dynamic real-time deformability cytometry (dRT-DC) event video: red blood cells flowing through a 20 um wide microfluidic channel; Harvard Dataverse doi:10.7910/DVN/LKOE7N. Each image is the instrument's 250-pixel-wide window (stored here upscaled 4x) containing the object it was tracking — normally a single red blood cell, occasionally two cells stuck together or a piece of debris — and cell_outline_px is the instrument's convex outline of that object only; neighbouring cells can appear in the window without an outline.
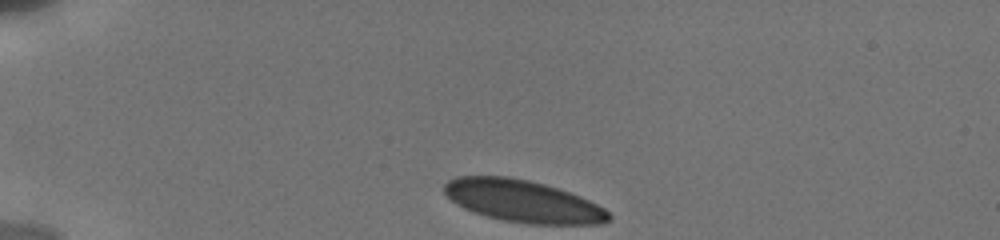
{"species": "human", "species_latin": "Homo sapiens", "temperature_condition": "cold", "stored_images_in_passage": 20, "camera_frame_rate_fps": 3000, "um_per_image_px": 0.085, "donor": {"sex": "male"}, "frame": {"image": 1, "passage_image": 1, "time_ms": 0.0, "image_size_px": [1000, 240], "cell_outline_px": [[612, 216], [608, 220], [600, 224], [528, 224], [504, 220], [488, 216], [464, 208], [456, 204], [444, 192], [444, 184], [448, 180], [456, 176], [508, 176], [528, 180], [544, 184], [580, 196], [604, 208]], "centroid_in_image_um": [44.43, 17.09], "position_along_channel_um": 40.6, "area_um2": 40.06}}
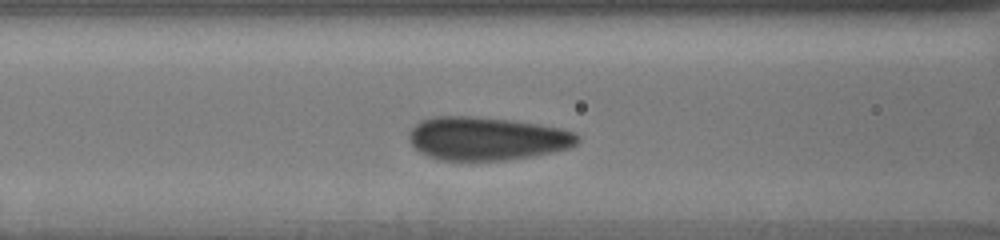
{"frame": {"image": 2, "passage_image": 15, "time_ms": 3.667, "image_size_px": [1000, 240], "cell_outline_px": [[580, 140], [576, 144], [568, 148], [552, 152], [532, 156], [508, 160], [436, 160], [420, 152], [408, 140], [408, 132], [420, 120], [432, 116], [472, 116], [512, 120], [540, 124], [560, 128], [576, 132], [580, 136]], "centroid_in_image_um": [41.37, 11.77], "position_along_channel_um": 125.2, "area_um2": 42.89}}
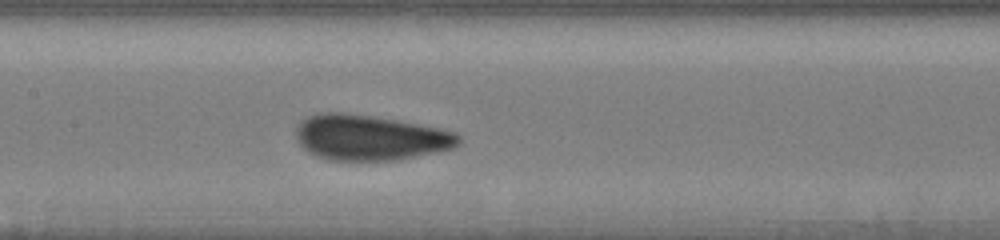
{"frame": {"image": 3, "passage_image": 20, "time_ms": 5.0, "image_size_px": [1000, 240], "cell_outline_px": [[460, 144], [452, 148], [436, 152], [396, 160], [328, 160], [316, 156], [308, 152], [296, 140], [296, 128], [308, 116], [320, 112], [344, 112], [372, 116], [396, 120], [456, 132], [460, 136]], "centroid_in_image_um": [31.42, 11.7], "position_along_channel_um": 176.0, "area_um2": 42.83}}